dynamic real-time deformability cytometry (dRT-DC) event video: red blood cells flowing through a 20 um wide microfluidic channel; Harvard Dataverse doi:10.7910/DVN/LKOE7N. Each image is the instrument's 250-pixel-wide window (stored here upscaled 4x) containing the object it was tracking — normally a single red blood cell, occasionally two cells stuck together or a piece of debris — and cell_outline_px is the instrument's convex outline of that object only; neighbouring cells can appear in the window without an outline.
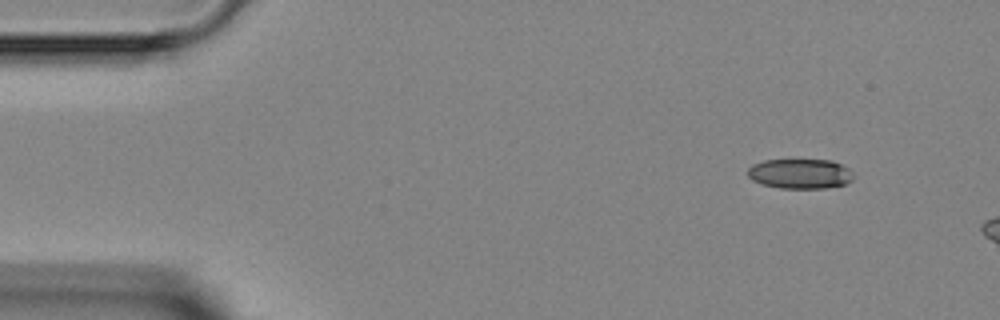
{"species": "Egyptian fruit bat (a non-hibernating species)", "species_latin": "Rousettus aegyptiacus", "temperature_condition": "room temperature", "stored_images_in_passage": 3, "camera_frame_rate_fps": 3000, "um_per_image_px": 0.085, "animal": {"sex": "female"}, "frame": {"image": 1, "passage_image": 1, "time_ms": 0.0, "image_size_px": [1000, 320], "cell_outline_px": [[852, 180], [844, 184], [824, 188], [780, 188], [760, 184], [752, 180], [748, 176], [748, 168], [752, 164], [764, 160], [832, 160], [848, 168], [852, 176]], "centroid_in_image_um": [67.96, 14.76], "position_along_channel_um": 17.0, "area_um2": 18.32}}